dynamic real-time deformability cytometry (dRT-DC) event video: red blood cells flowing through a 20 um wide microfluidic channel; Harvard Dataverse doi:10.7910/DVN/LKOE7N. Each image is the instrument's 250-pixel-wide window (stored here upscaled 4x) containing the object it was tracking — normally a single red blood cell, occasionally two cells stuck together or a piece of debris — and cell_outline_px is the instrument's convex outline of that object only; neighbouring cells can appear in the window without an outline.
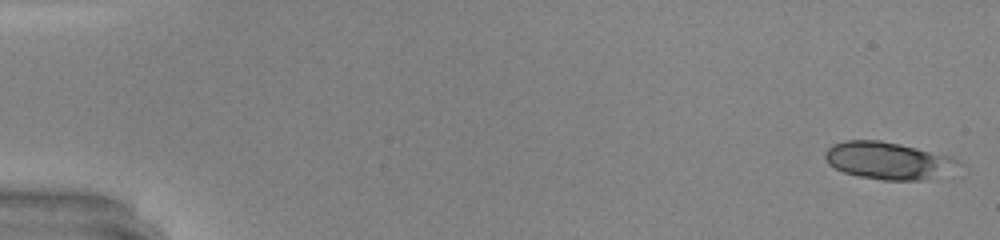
{"species": "common noctule bat (a hibernating species)", "species_latin": "Nyctalus noctula", "temperature_condition": "warm", "stored_images_in_passage": 48, "segment_of_instrument_passage": [1, 2], "camera_frame_rate_fps": 3000, "um_per_image_px": 0.085, "animal": {"sex": "male", "body_mass_g": 20.0, "forearm_length_mm": 53.3}, "frame": {"image": 1, "passage_image": 1, "time_ms": 0.0, "image_size_px": [1000, 240], "cell_outline_px": [[956, 160], [924, 180], [884, 180], [860, 176], [844, 172], [828, 164], [824, 156], [824, 152], [832, 144], [844, 140], [880, 140], [900, 144], [952, 156]], "centroid_in_image_um": [75.25, 13.61], "position_along_channel_um": 9.8, "area_um2": 27.63}}
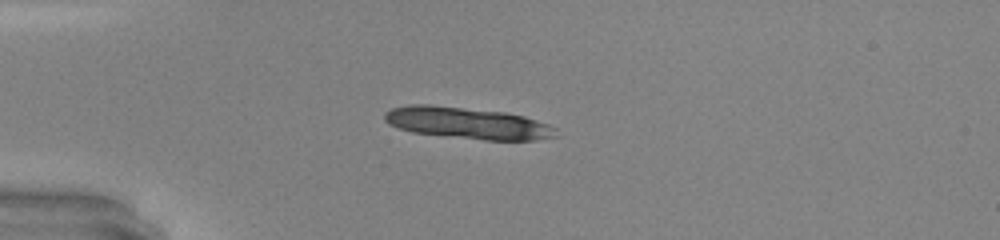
{"frame": {"image": 2, "passage_image": 13, "time_ms": 4.0, "image_size_px": [1000, 240], "cell_outline_px": [[560, 136], [536, 140], [484, 140], [412, 132], [388, 124], [384, 120], [384, 112], [392, 108], [408, 104], [428, 104], [504, 112], [524, 116], [548, 124], [556, 128]], "centroid_in_image_um": [39.75, 10.46], "position_along_channel_um": 45.2, "area_um2": 31.67}}